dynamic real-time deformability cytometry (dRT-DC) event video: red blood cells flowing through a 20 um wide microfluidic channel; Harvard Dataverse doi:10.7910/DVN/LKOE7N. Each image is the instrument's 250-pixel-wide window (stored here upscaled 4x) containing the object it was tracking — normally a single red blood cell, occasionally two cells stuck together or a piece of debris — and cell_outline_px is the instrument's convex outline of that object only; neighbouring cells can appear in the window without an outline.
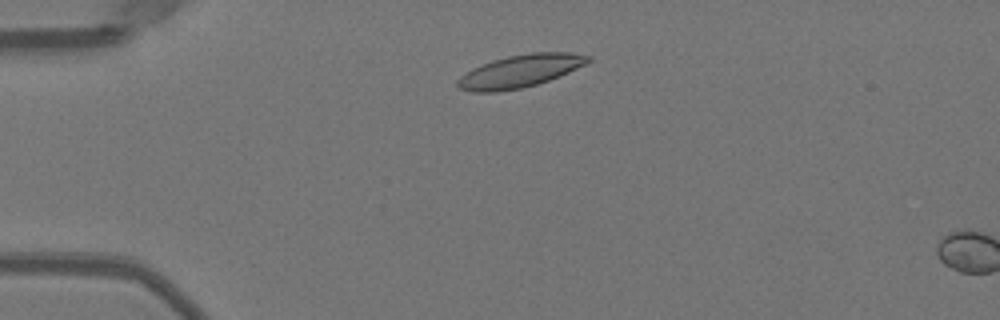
{"species": "Egyptian fruit bat (a non-hibernating species)", "species_latin": "Rousettus aegyptiacus", "temperature_condition": "warm", "stored_images_in_passage": 8, "camera_frame_rate_fps": 3000, "um_per_image_px": 0.085, "animal": {"sex": "female"}, "frame": {"image": 1, "passage_image": 7, "time_ms": 2.0, "image_size_px": [1000, 320], "cell_outline_px": [[592, 60], [568, 72], [548, 80], [536, 84], [520, 88], [496, 92], [472, 92], [460, 88], [456, 84], [456, 80], [460, 76], [472, 68], [492, 60], [508, 56], [532, 52], [572, 52], [592, 56]], "centroid_in_image_um": [44.19, 6.03], "position_along_channel_um": 40.8, "area_um2": 24.68}}